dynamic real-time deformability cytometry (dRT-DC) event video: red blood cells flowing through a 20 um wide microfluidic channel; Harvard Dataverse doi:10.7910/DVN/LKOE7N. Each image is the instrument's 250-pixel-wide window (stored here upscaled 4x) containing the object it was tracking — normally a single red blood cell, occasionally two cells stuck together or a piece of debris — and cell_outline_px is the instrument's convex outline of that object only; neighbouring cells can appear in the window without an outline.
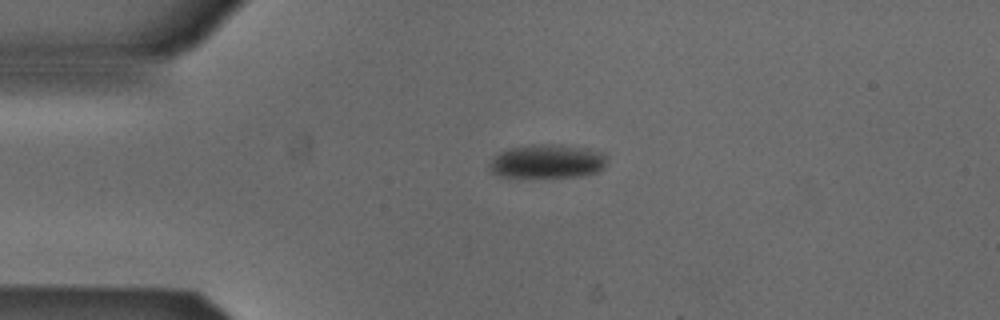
{"species": "Egyptian fruit bat (a non-hibernating species)", "species_latin": "Rousettus aegyptiacus", "temperature_condition": "cold", "stored_images_in_passage": 5, "camera_frame_rate_fps": 3000, "um_per_image_px": 0.085, "animal": {"sex": "male"}, "frame": {"image": 1, "passage_image": 5, "time_ms": 1.333, "image_size_px": [1000, 320], "cell_outline_px": [[608, 156], [604, 168], [596, 172], [580, 176], [500, 176], [492, 172], [488, 164], [500, 152], [508, 148], [532, 144], [556, 144], [588, 148], [600, 152]], "centroid_in_image_um": [46.55, 13.69], "position_along_channel_um": 38.5, "area_um2": 22.95}}